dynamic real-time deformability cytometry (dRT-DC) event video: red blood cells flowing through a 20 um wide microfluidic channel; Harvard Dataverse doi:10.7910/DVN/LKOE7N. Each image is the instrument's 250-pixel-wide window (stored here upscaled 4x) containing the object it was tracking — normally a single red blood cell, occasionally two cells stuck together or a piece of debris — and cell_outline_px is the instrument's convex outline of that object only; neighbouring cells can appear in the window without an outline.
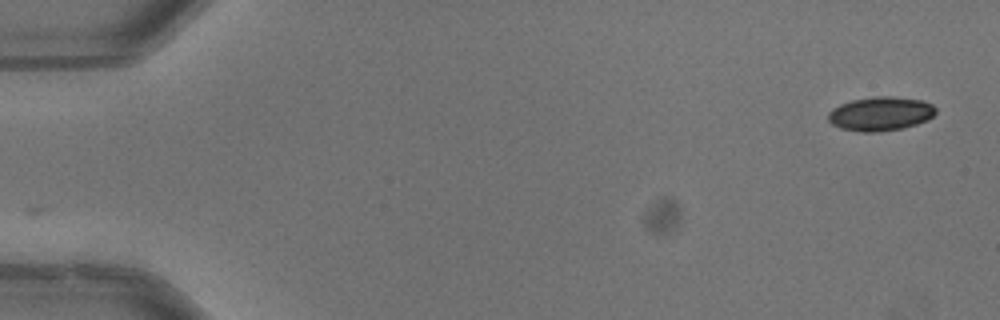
{"species": "common noctule bat (a hibernating species)", "species_latin": "Nyctalus noctula", "temperature_condition": "warm", "stored_images_in_passage": 51, "camera_frame_rate_fps": 3000, "um_per_image_px": 0.085, "animal": {"sex": "male", "body_mass_g": 13.3}, "frame": {"image": 1, "passage_image": 1, "time_ms": 0.0, "image_size_px": [1000, 320], "cell_outline_px": [[936, 112], [928, 120], [904, 128], [880, 132], [864, 132], [840, 128], [832, 124], [828, 120], [828, 112], [832, 108], [840, 104], [852, 100], [872, 96], [892, 96], [924, 100], [932, 104], [936, 108]], "centroid_in_image_um": [74.85, 9.66], "position_along_channel_um": 10.1, "area_um2": 21.56}}
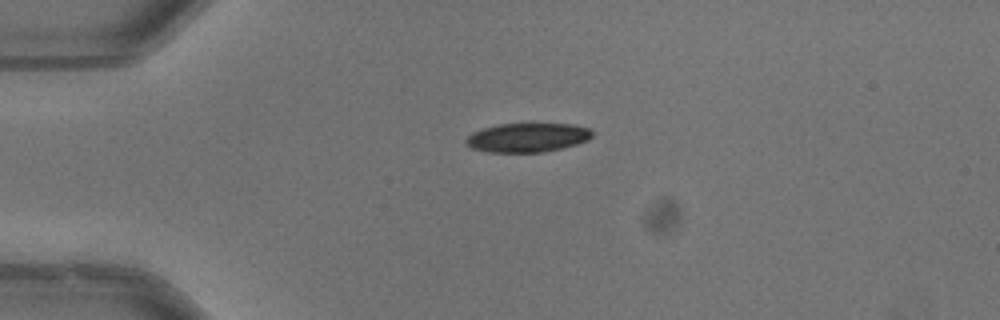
{"frame": {"image": 2, "passage_image": 12, "time_ms": 3.667, "image_size_px": [1000, 320], "cell_outline_px": [[592, 136], [588, 140], [564, 148], [544, 152], [488, 152], [472, 148], [464, 144], [464, 140], [472, 132], [484, 128], [500, 124], [532, 120], [572, 124], [588, 128], [592, 132]], "centroid_in_image_um": [44.84, 11.64], "position_along_channel_um": 40.2, "area_um2": 22.43}, "authors_computed_cell_mechanics": {"area_um2": 23.987, "velocity_mm_per_s": 3.9904, "shape_relaxation_time_tau1_ms": 3.267, "shape_relaxation_time_tau2_ms": null, "deformation_change_tau1": 0.1359, "deformation_change_tau2": null}}